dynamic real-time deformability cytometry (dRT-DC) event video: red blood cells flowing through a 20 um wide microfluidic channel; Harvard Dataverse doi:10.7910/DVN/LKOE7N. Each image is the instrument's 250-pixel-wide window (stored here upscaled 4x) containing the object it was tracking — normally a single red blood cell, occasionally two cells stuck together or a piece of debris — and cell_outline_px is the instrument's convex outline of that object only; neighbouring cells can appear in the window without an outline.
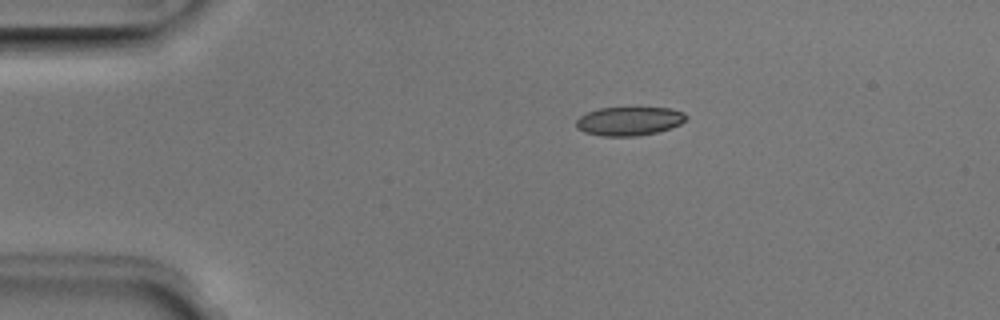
{"species": "Egyptian fruit bat (a non-hibernating species)", "species_latin": "Rousettus aegyptiacus", "temperature_condition": "room temperature", "stored_images_in_passage": 42, "camera_frame_rate_fps": 3000, "um_per_image_px": 0.085, "animal": {"sex": "male"}, "frame": {"image": 1, "passage_image": 1, "time_ms": 0.0, "image_size_px": [1000, 320], "cell_outline_px": [[688, 116], [680, 124], [672, 128], [656, 132], [636, 136], [600, 136], [584, 132], [576, 128], [576, 120], [580, 116], [588, 112], [600, 108], [668, 108], [684, 112]], "centroid_in_image_um": [53.47, 10.3], "position_along_channel_um": 31.5, "area_um2": 18.38}}
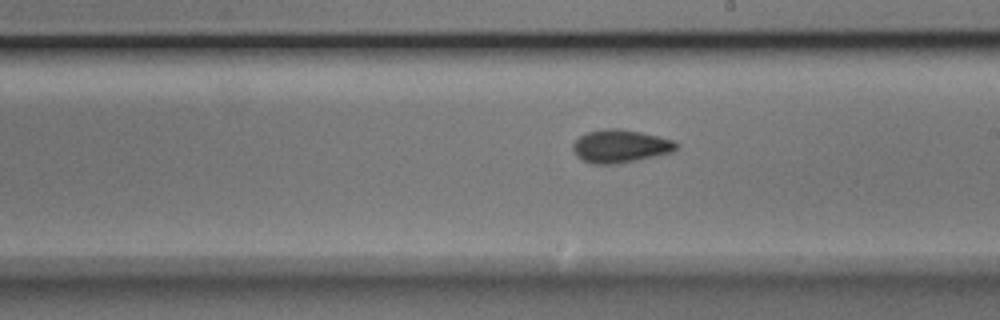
{"frame": {"image": 2, "passage_image": 20, "time_ms": 6.333, "image_size_px": [1000, 320], "cell_outline_px": [[680, 144], [672, 152], [620, 164], [592, 164], [576, 156], [572, 148], [572, 144], [580, 136], [588, 132], [608, 128], [620, 128], [660, 136], [672, 140]], "centroid_in_image_um": [52.73, 12.43], "position_along_channel_um": 236.3, "area_um2": 19.94}}
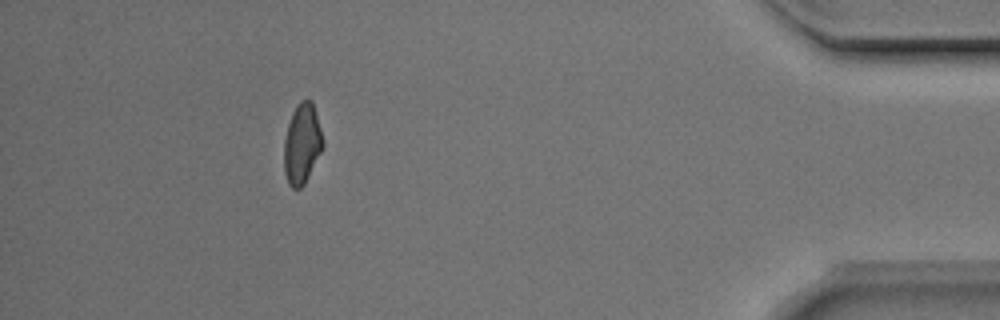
{"frame": {"image": 3, "passage_image": 37, "time_ms": 12.0, "image_size_px": [1000, 320], "cell_outline_px": [[324, 144], [304, 184], [300, 188], [292, 188], [288, 184], [284, 172], [284, 140], [288, 124], [292, 112], [300, 100], [312, 100], [324, 140]], "centroid_in_image_um": [25.66, 12.21], "position_along_channel_um": 409.5, "area_um2": 18.03}, "authors_computed_cell_mechanics": {"area_um2": 18.9006, "velocity_mm_per_s": 4.0128, "shape_relaxation_time_tau1_ms": 4.3613, "shape_relaxation_time_tau2_ms": 1.5173, "deformation_change_tau1": 0.1065, "deformation_change_tau2": 0.0741}}